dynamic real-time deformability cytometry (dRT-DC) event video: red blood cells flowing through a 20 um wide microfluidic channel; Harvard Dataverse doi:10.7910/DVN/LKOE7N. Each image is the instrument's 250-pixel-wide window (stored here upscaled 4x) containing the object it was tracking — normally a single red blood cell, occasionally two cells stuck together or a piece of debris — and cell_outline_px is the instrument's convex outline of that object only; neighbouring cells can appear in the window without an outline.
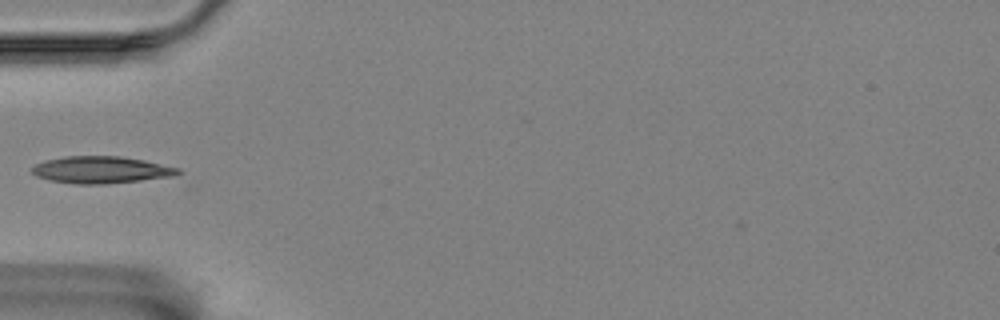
{"species": "Egyptian fruit bat (a non-hibernating species)", "species_latin": "Rousettus aegyptiacus", "temperature_condition": "room temperature", "stored_images_in_passage": 8, "camera_frame_rate_fps": 3000, "um_per_image_px": 0.085, "animal": {"sex": "female"}, "frame": {"image": 1, "passage_image": 5, "time_ms": 4.667, "image_size_px": [1000, 320], "cell_outline_px": [[180, 172], [172, 176], [140, 180], [104, 184], [76, 184], [48, 180], [36, 176], [32, 172], [32, 168], [36, 164], [44, 160], [64, 156], [120, 156], [144, 160], [180, 168]], "centroid_in_image_um": [8.55, 14.43], "position_along_channel_um": 76.4, "area_um2": 22.89}}
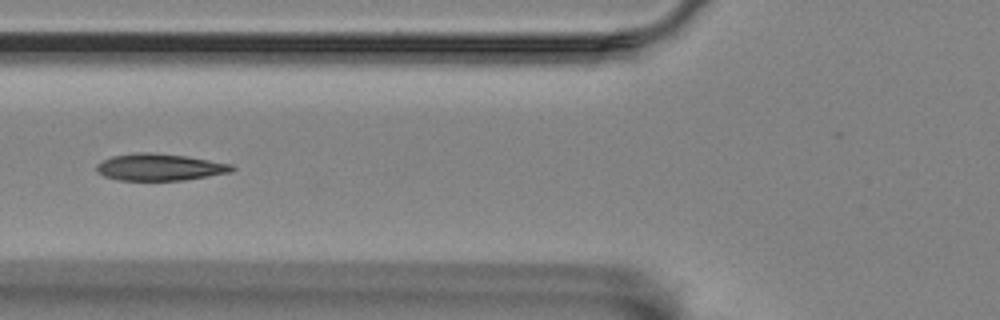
{"frame": {"image": 2, "passage_image": 6, "time_ms": 5.667, "image_size_px": [1000, 320], "cell_outline_px": [[236, 168], [232, 172], [184, 180], [116, 180], [104, 176], [96, 172], [96, 164], [112, 156], [136, 152], [148, 152], [184, 156], [232, 164]], "centroid_in_image_um": [13.55, 14.21], "position_along_channel_um": 112.3, "area_um2": 21.15}}
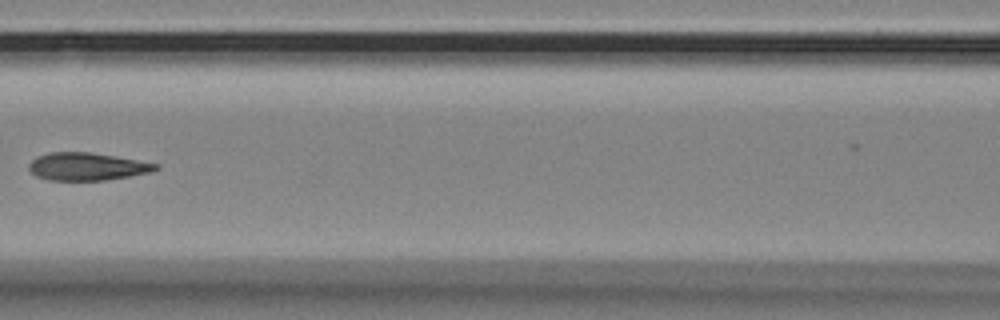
{"frame": {"image": 3, "passage_image": 7, "time_ms": 7.0, "image_size_px": [1000, 320], "cell_outline_px": [[160, 168], [152, 172], [104, 180], [48, 180], [36, 176], [28, 168], [28, 164], [36, 156], [48, 152], [88, 152], [116, 156], [160, 164]], "centroid_in_image_um": [7.39, 14.15], "position_along_channel_um": 159.2, "area_um2": 20.52}}